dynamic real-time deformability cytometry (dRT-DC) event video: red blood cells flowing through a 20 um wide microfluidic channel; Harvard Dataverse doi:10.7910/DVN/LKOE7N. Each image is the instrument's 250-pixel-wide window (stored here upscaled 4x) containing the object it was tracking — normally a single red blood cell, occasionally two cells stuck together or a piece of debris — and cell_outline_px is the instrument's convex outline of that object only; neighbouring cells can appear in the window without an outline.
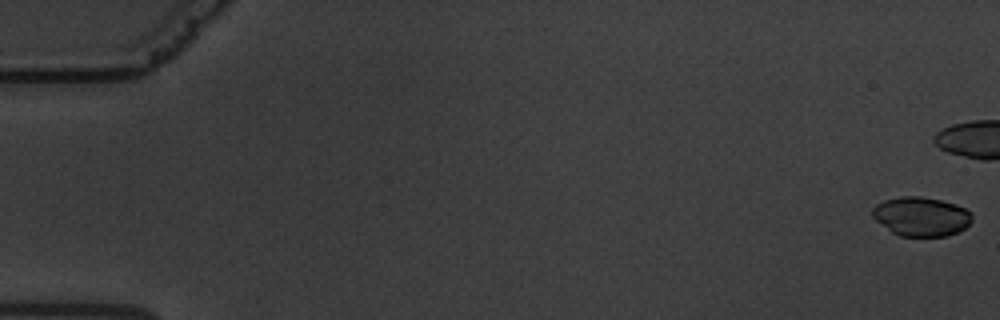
{"species": "common noctule bat (a hibernating species)", "species_latin": "Nyctalus noctula", "temperature_condition": "warm", "stored_images_in_passage": 49, "camera_frame_rate_fps": 3000, "um_per_image_px": 0.085, "animal": {"sex": "male", "body_mass_g": 19.5, "forearm_length_mm": 54.6}, "frame": {"image": 1, "passage_image": 1, "time_ms": 0.0, "image_size_px": [1000, 320], "cell_outline_px": [[972, 220], [960, 232], [948, 236], [900, 236], [892, 232], [876, 220], [872, 216], [872, 208], [876, 204], [884, 200], [900, 196], [920, 196], [940, 200], [956, 204], [972, 212]], "centroid_in_image_um": [78.31, 18.4], "position_along_channel_um": 6.7, "area_um2": 22.83}}
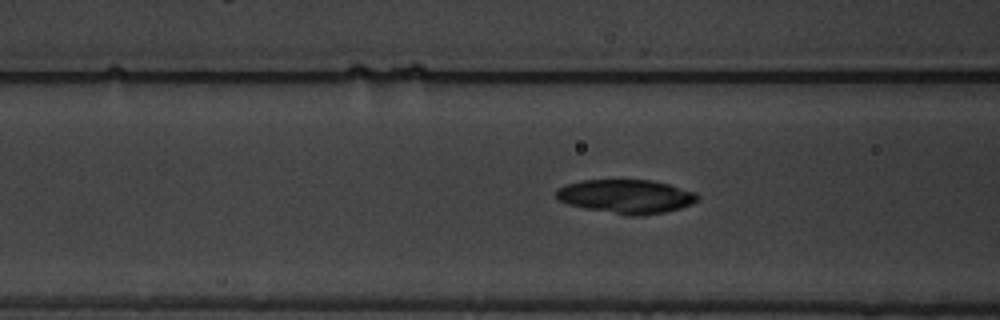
{"frame": {"image": 2, "passage_image": 25, "time_ms": 8.0, "image_size_px": [1000, 320], "cell_outline_px": [[700, 196], [692, 204], [680, 208], [664, 212], [640, 216], [632, 216], [584, 208], [568, 204], [560, 200], [556, 196], [556, 188], [564, 184], [580, 180], [652, 180], [672, 184], [696, 192]], "centroid_in_image_um": [53.23, 16.68], "position_along_channel_um": 113.4, "area_um2": 28.09}}
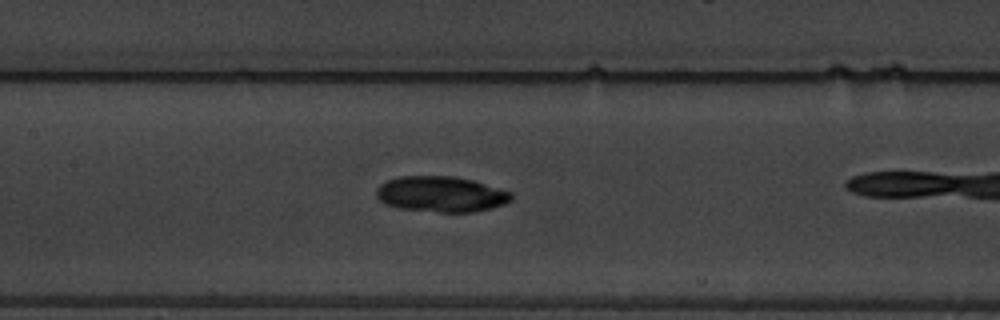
{"frame": {"image": 3, "passage_image": 30, "time_ms": 9.667, "image_size_px": [1000, 320], "cell_outline_px": [[512, 200], [504, 204], [492, 208], [476, 212], [440, 212], [400, 208], [384, 204], [376, 196], [376, 188], [380, 184], [388, 180], [400, 176], [452, 176], [472, 180], [512, 192]], "centroid_in_image_um": [37.49, 16.51], "position_along_channel_um": 169.9, "area_um2": 28.09}}